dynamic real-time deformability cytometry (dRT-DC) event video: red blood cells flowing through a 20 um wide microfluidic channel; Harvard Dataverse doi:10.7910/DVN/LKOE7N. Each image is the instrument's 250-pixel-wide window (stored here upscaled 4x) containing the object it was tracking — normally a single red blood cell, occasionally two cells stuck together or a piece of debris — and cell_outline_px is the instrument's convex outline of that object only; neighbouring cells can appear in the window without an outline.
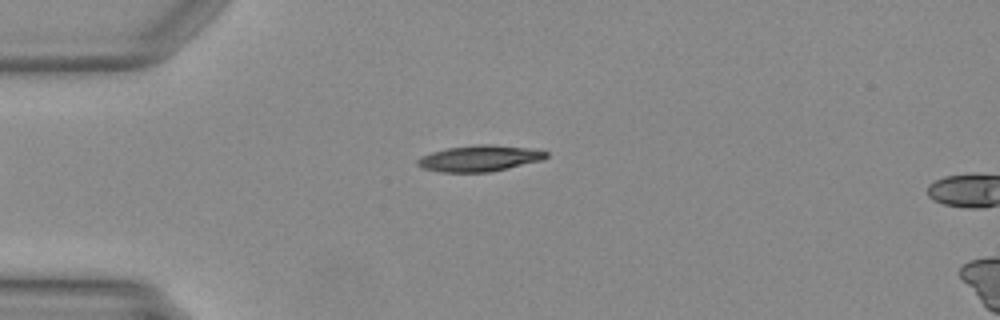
{"species": "Egyptian fruit bat (a non-hibernating species)", "species_latin": "Rousettus aegyptiacus", "temperature_condition": "warm", "stored_images_in_passage": 3, "camera_frame_rate_fps": 3000, "um_per_image_px": 0.085, "animal": {"sex": "female"}, "frame": {"image": 1, "passage_image": 1, "time_ms": 0.0, "image_size_px": [1000, 320], "cell_outline_px": [[548, 156], [544, 160], [508, 168], [488, 172], [440, 172], [424, 168], [416, 164], [416, 160], [420, 156], [432, 152], [448, 148], [476, 144], [492, 144], [528, 148], [548, 152]], "centroid_in_image_um": [40.76, 13.46], "position_along_channel_um": 44.2, "area_um2": 19.59}}